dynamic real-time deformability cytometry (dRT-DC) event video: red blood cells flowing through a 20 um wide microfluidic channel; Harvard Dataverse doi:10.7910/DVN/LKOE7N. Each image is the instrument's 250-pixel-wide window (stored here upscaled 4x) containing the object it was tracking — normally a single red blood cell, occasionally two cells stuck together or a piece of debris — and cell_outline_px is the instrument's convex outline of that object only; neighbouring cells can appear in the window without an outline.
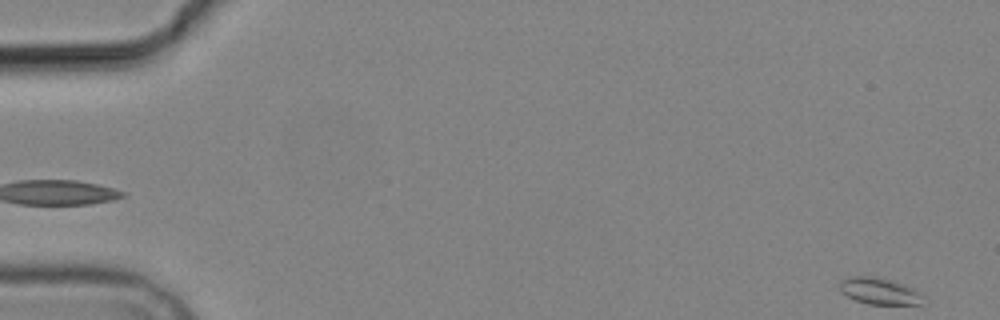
{"species": "common noctule bat (a hibernating species)", "species_latin": "Nyctalus noctula", "temperature_condition": "cold", "stored_images_in_passage": 3, "segment_of_instrument_passage": [2, 2], "camera_frame_rate_fps": 3000, "um_per_image_px": 0.085, "animal": {"sex": "male", "body_mass_g": 19.2, "forearm_length_mm": 51.8}, "frame": {"image": 1, "passage_image": 3, "time_ms": 2.667, "image_size_px": [1000, 320], "cell_outline_px": [[920, 304], [868, 304], [856, 300], [840, 292], [840, 280], [848, 276], [872, 276], [888, 280], [912, 288], [916, 292]], "centroid_in_image_um": [74.59, 24.73], "position_along_channel_um": 10.4, "area_um2": 12.31}}